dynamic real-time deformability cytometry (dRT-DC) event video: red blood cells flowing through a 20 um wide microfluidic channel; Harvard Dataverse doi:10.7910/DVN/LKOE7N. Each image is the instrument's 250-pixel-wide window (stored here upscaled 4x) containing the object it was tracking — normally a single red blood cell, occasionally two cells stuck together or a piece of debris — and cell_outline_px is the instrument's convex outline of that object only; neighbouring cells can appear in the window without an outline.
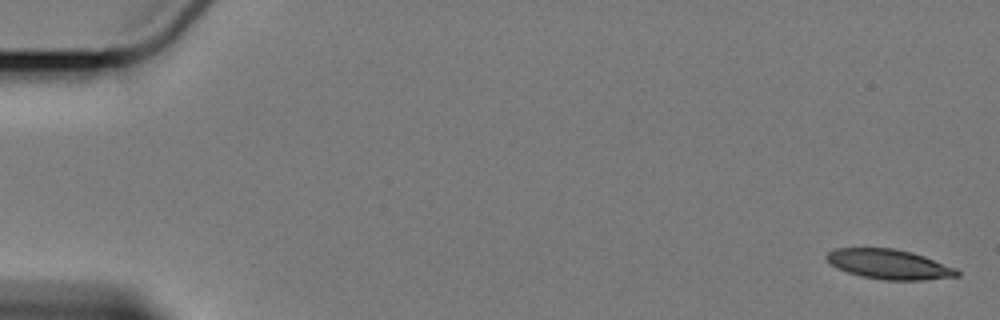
{"species": "Egyptian fruit bat (a non-hibernating species)", "species_latin": "Rousettus aegyptiacus", "temperature_condition": "cold", "stored_images_in_passage": 2, "camera_frame_rate_fps": 3000, "um_per_image_px": 0.085, "animal": {"sex": "female"}, "frame": {"image": 1, "passage_image": 1, "time_ms": 0.0, "image_size_px": [1000, 320], "cell_outline_px": [[960, 276], [924, 280], [884, 280], [860, 276], [836, 268], [824, 256], [828, 252], [836, 248], [892, 248], [912, 252], [924, 256], [956, 268], [960, 272]], "centroid_in_image_um": [75.58, 22.46], "position_along_channel_um": 9.4, "area_um2": 22.66}}